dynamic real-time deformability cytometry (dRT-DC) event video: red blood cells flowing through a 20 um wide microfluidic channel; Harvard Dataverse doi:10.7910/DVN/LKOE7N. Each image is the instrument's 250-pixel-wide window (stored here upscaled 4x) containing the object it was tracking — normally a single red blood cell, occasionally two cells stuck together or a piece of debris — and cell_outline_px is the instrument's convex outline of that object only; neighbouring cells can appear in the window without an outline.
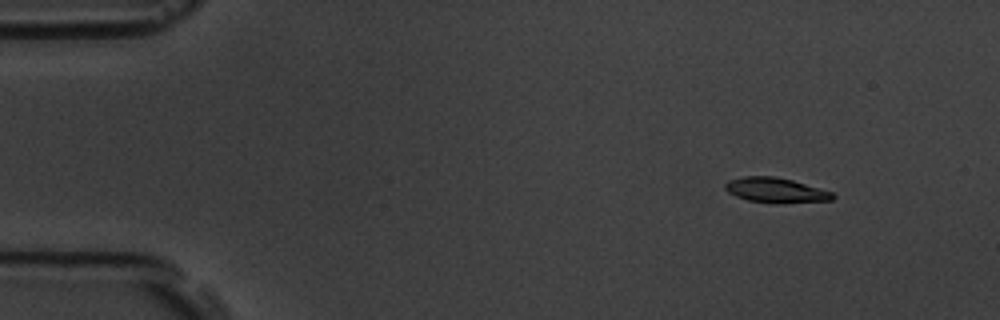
{"species": "common noctule bat (a hibernating species)", "species_latin": "Nyctalus noctula", "temperature_condition": "room temperature", "stored_images_in_passage": 5, "camera_frame_rate_fps": 3000, "um_per_image_px": 0.085, "animal": {"sex": "male", "body_mass_g": 19.5, "forearm_length_mm": 54.6}, "frame": {"image": 1, "passage_image": 2, "time_ms": 0.333, "image_size_px": [1000, 320], "cell_outline_px": [[836, 196], [832, 200], [776, 204], [748, 200], [736, 196], [728, 192], [724, 188], [724, 184], [728, 180], [744, 176], [776, 176], [792, 180], [832, 192]], "centroid_in_image_um": [65.92, 16.17], "position_along_channel_um": 19.1, "area_um2": 15.72}}
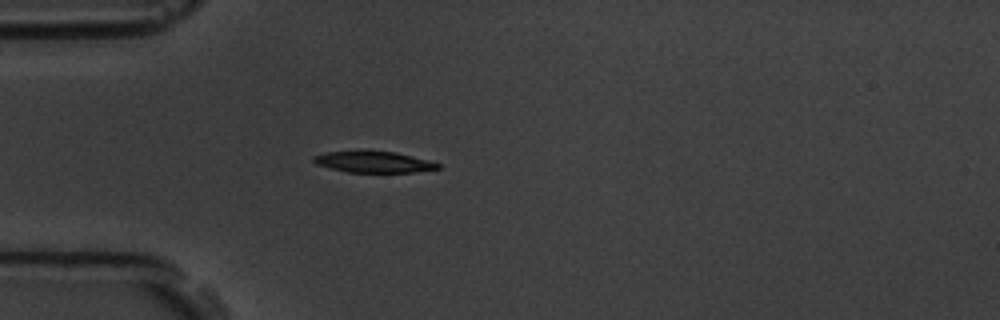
{"frame": {"image": 2, "passage_image": 5, "time_ms": 1.333, "image_size_px": [1000, 320], "cell_outline_px": [[440, 168], [412, 172], [348, 172], [316, 164], [312, 160], [312, 156], [328, 152], [396, 152], [428, 160], [440, 164]], "centroid_in_image_um": [31.77, 13.78], "position_along_channel_um": 53.2, "area_um2": 14.85}}